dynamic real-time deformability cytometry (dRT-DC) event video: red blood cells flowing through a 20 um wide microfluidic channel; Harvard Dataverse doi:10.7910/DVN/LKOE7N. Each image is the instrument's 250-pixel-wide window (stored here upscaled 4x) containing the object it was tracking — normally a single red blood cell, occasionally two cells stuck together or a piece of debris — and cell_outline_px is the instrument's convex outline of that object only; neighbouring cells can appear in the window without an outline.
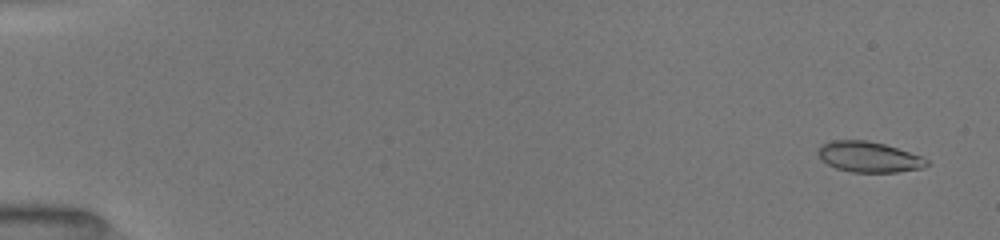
{"species": "common noctule bat (a hibernating species)", "species_latin": "Nyctalus noctula", "temperature_condition": "room temperature", "stored_images_in_passage": 52, "camera_frame_rate_fps": 3000, "um_per_image_px": 0.085, "animal": {"sex": "female", "body_mass_g": 19.5, "forearm_length_mm": 54.1}, "frame": {"image": 1, "passage_image": 3, "time_ms": 0.667, "image_size_px": [1000, 240], "cell_outline_px": [[928, 164], [924, 168], [896, 172], [852, 172], [836, 168], [820, 160], [816, 152], [820, 144], [832, 140], [868, 140], [884, 144], [920, 156], [928, 160]], "centroid_in_image_um": [73.79, 13.33], "position_along_channel_um": 11.2, "area_um2": 19.42}}
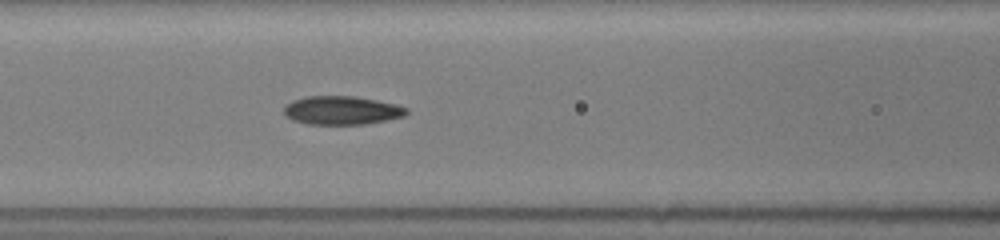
{"frame": {"image": 2, "passage_image": 24, "time_ms": 7.667, "image_size_px": [1000, 240], "cell_outline_px": [[408, 112], [404, 116], [388, 120], [368, 124], [308, 124], [292, 120], [284, 116], [284, 104], [292, 100], [304, 96], [356, 96], [396, 104], [408, 108]], "centroid_in_image_um": [29.03, 9.38], "position_along_channel_um": 137.6, "area_um2": 20.69}}
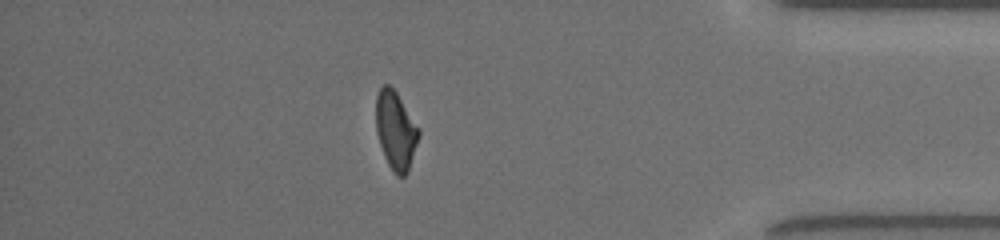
{"frame": {"image": 3, "passage_image": 46, "time_ms": 15.0, "image_size_px": [1000, 240], "cell_outline_px": [[420, 136], [408, 172], [404, 176], [396, 176], [392, 172], [384, 156], [376, 132], [376, 96], [380, 88], [384, 84], [388, 84], [396, 92], [420, 128]], "centroid_in_image_um": [33.64, 11.11], "position_along_channel_um": 401.6, "area_um2": 19.65}, "authors_computed_cell_mechanics": {"area_um2": 19.9121, "velocity_mm_per_s": 4.024, "shape_relaxation_time_tau1_ms": 5.594, "shape_relaxation_time_tau2_ms": 2.2512, "deformation_change_tau1": 0.1779, "deformation_change_tau2": 0.0902}}